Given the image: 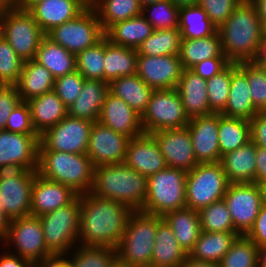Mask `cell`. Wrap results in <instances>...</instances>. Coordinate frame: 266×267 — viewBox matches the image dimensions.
<instances>
[{"instance_id":"f546056e","label":"cell","mask_w":266,"mask_h":267,"mask_svg":"<svg viewBox=\"0 0 266 267\" xmlns=\"http://www.w3.org/2000/svg\"><path fill=\"white\" fill-rule=\"evenodd\" d=\"M188 254L179 245L175 234L163 219L157 226L151 266L180 267Z\"/></svg>"},{"instance_id":"816d5d0a","label":"cell","mask_w":266,"mask_h":267,"mask_svg":"<svg viewBox=\"0 0 266 267\" xmlns=\"http://www.w3.org/2000/svg\"><path fill=\"white\" fill-rule=\"evenodd\" d=\"M85 78L76 70L70 74L60 76L55 79L53 91L63 101L67 108H69L83 88Z\"/></svg>"},{"instance_id":"6f0895ef","label":"cell","mask_w":266,"mask_h":267,"mask_svg":"<svg viewBox=\"0 0 266 267\" xmlns=\"http://www.w3.org/2000/svg\"><path fill=\"white\" fill-rule=\"evenodd\" d=\"M246 236L256 244L257 247L266 245V205L263 204L254 225Z\"/></svg>"},{"instance_id":"ba28073f","label":"cell","mask_w":266,"mask_h":267,"mask_svg":"<svg viewBox=\"0 0 266 267\" xmlns=\"http://www.w3.org/2000/svg\"><path fill=\"white\" fill-rule=\"evenodd\" d=\"M1 246L31 261L36 267H41L55 258L45 245L39 217L32 215L10 220L7 236Z\"/></svg>"},{"instance_id":"11e5206c","label":"cell","mask_w":266,"mask_h":267,"mask_svg":"<svg viewBox=\"0 0 266 267\" xmlns=\"http://www.w3.org/2000/svg\"><path fill=\"white\" fill-rule=\"evenodd\" d=\"M109 267H130L126 263L122 262L118 257L111 263Z\"/></svg>"},{"instance_id":"8992f818","label":"cell","mask_w":266,"mask_h":267,"mask_svg":"<svg viewBox=\"0 0 266 267\" xmlns=\"http://www.w3.org/2000/svg\"><path fill=\"white\" fill-rule=\"evenodd\" d=\"M187 172L166 167L147 178V194L142 212L163 217L186 207Z\"/></svg>"},{"instance_id":"7c38bea8","label":"cell","mask_w":266,"mask_h":267,"mask_svg":"<svg viewBox=\"0 0 266 267\" xmlns=\"http://www.w3.org/2000/svg\"><path fill=\"white\" fill-rule=\"evenodd\" d=\"M37 170L0 171V206L10 219L26 217L31 210V190Z\"/></svg>"},{"instance_id":"836d02e7","label":"cell","mask_w":266,"mask_h":267,"mask_svg":"<svg viewBox=\"0 0 266 267\" xmlns=\"http://www.w3.org/2000/svg\"><path fill=\"white\" fill-rule=\"evenodd\" d=\"M163 219L173 230L179 245L189 254L202 232L198 211L185 207L166 213Z\"/></svg>"},{"instance_id":"e0dca14e","label":"cell","mask_w":266,"mask_h":267,"mask_svg":"<svg viewBox=\"0 0 266 267\" xmlns=\"http://www.w3.org/2000/svg\"><path fill=\"white\" fill-rule=\"evenodd\" d=\"M183 70L179 55L137 56L136 74L153 90L176 89Z\"/></svg>"},{"instance_id":"d4e9b609","label":"cell","mask_w":266,"mask_h":267,"mask_svg":"<svg viewBox=\"0 0 266 267\" xmlns=\"http://www.w3.org/2000/svg\"><path fill=\"white\" fill-rule=\"evenodd\" d=\"M176 89L189 119L213 113L208 103L207 80L202 79L191 69L183 70Z\"/></svg>"},{"instance_id":"6125c7cd","label":"cell","mask_w":266,"mask_h":267,"mask_svg":"<svg viewBox=\"0 0 266 267\" xmlns=\"http://www.w3.org/2000/svg\"><path fill=\"white\" fill-rule=\"evenodd\" d=\"M253 62L259 67L266 69V39L265 38H262L259 44L257 55L254 58Z\"/></svg>"},{"instance_id":"9a60e30c","label":"cell","mask_w":266,"mask_h":267,"mask_svg":"<svg viewBox=\"0 0 266 267\" xmlns=\"http://www.w3.org/2000/svg\"><path fill=\"white\" fill-rule=\"evenodd\" d=\"M223 200L230 212L234 229L240 235H246L263 205L258 185L254 182L230 183Z\"/></svg>"},{"instance_id":"ac0fdd59","label":"cell","mask_w":266,"mask_h":267,"mask_svg":"<svg viewBox=\"0 0 266 267\" xmlns=\"http://www.w3.org/2000/svg\"><path fill=\"white\" fill-rule=\"evenodd\" d=\"M130 138L94 122L91 126L87 156L94 167L124 163Z\"/></svg>"},{"instance_id":"be15d7a7","label":"cell","mask_w":266,"mask_h":267,"mask_svg":"<svg viewBox=\"0 0 266 267\" xmlns=\"http://www.w3.org/2000/svg\"><path fill=\"white\" fill-rule=\"evenodd\" d=\"M10 219L3 212L0 206V244L5 240L8 229H9Z\"/></svg>"},{"instance_id":"003e7915","label":"cell","mask_w":266,"mask_h":267,"mask_svg":"<svg viewBox=\"0 0 266 267\" xmlns=\"http://www.w3.org/2000/svg\"><path fill=\"white\" fill-rule=\"evenodd\" d=\"M41 267H72L64 257H55Z\"/></svg>"},{"instance_id":"91938a15","label":"cell","mask_w":266,"mask_h":267,"mask_svg":"<svg viewBox=\"0 0 266 267\" xmlns=\"http://www.w3.org/2000/svg\"><path fill=\"white\" fill-rule=\"evenodd\" d=\"M0 267H36V266L31 261L9 252L5 247L2 246V249L0 251Z\"/></svg>"},{"instance_id":"bcb514c9","label":"cell","mask_w":266,"mask_h":267,"mask_svg":"<svg viewBox=\"0 0 266 267\" xmlns=\"http://www.w3.org/2000/svg\"><path fill=\"white\" fill-rule=\"evenodd\" d=\"M201 230L204 232L236 231L230 212L223 199L198 211Z\"/></svg>"},{"instance_id":"e7e4bbea","label":"cell","mask_w":266,"mask_h":267,"mask_svg":"<svg viewBox=\"0 0 266 267\" xmlns=\"http://www.w3.org/2000/svg\"><path fill=\"white\" fill-rule=\"evenodd\" d=\"M180 267H220V266L219 264L215 263L194 260L193 258L187 256V258L180 265Z\"/></svg>"},{"instance_id":"5bb4252c","label":"cell","mask_w":266,"mask_h":267,"mask_svg":"<svg viewBox=\"0 0 266 267\" xmlns=\"http://www.w3.org/2000/svg\"><path fill=\"white\" fill-rule=\"evenodd\" d=\"M93 123L67 115L40 135L39 150L86 154Z\"/></svg>"},{"instance_id":"b9fcfbb0","label":"cell","mask_w":266,"mask_h":267,"mask_svg":"<svg viewBox=\"0 0 266 267\" xmlns=\"http://www.w3.org/2000/svg\"><path fill=\"white\" fill-rule=\"evenodd\" d=\"M260 21H261L262 38L266 39V20H260Z\"/></svg>"},{"instance_id":"7a4b0ae2","label":"cell","mask_w":266,"mask_h":267,"mask_svg":"<svg viewBox=\"0 0 266 267\" xmlns=\"http://www.w3.org/2000/svg\"><path fill=\"white\" fill-rule=\"evenodd\" d=\"M223 54L231 63L253 61L262 40L261 21L249 0H242L218 28Z\"/></svg>"},{"instance_id":"9f6ffc18","label":"cell","mask_w":266,"mask_h":267,"mask_svg":"<svg viewBox=\"0 0 266 267\" xmlns=\"http://www.w3.org/2000/svg\"><path fill=\"white\" fill-rule=\"evenodd\" d=\"M230 63L227 58H210L197 63L191 70L202 79L208 80L223 71Z\"/></svg>"},{"instance_id":"484cf974","label":"cell","mask_w":266,"mask_h":267,"mask_svg":"<svg viewBox=\"0 0 266 267\" xmlns=\"http://www.w3.org/2000/svg\"><path fill=\"white\" fill-rule=\"evenodd\" d=\"M27 103L33 128L39 136L68 115V108L54 91L34 97Z\"/></svg>"},{"instance_id":"4316f807","label":"cell","mask_w":266,"mask_h":267,"mask_svg":"<svg viewBox=\"0 0 266 267\" xmlns=\"http://www.w3.org/2000/svg\"><path fill=\"white\" fill-rule=\"evenodd\" d=\"M220 164L229 183H255L256 144H247L223 155Z\"/></svg>"},{"instance_id":"2644e50d","label":"cell","mask_w":266,"mask_h":267,"mask_svg":"<svg viewBox=\"0 0 266 267\" xmlns=\"http://www.w3.org/2000/svg\"><path fill=\"white\" fill-rule=\"evenodd\" d=\"M5 39V9H0V41Z\"/></svg>"},{"instance_id":"d6a6232c","label":"cell","mask_w":266,"mask_h":267,"mask_svg":"<svg viewBox=\"0 0 266 267\" xmlns=\"http://www.w3.org/2000/svg\"><path fill=\"white\" fill-rule=\"evenodd\" d=\"M153 32L154 28L141 14L113 24L104 33L111 43L137 50Z\"/></svg>"},{"instance_id":"a7ac6f4b","label":"cell","mask_w":266,"mask_h":267,"mask_svg":"<svg viewBox=\"0 0 266 267\" xmlns=\"http://www.w3.org/2000/svg\"><path fill=\"white\" fill-rule=\"evenodd\" d=\"M44 0H19L17 8L28 11L34 4Z\"/></svg>"},{"instance_id":"5b68a950","label":"cell","mask_w":266,"mask_h":267,"mask_svg":"<svg viewBox=\"0 0 266 267\" xmlns=\"http://www.w3.org/2000/svg\"><path fill=\"white\" fill-rule=\"evenodd\" d=\"M162 220L161 216L133 211L116 248L117 257L130 267L150 266L157 226Z\"/></svg>"},{"instance_id":"34e18365","label":"cell","mask_w":266,"mask_h":267,"mask_svg":"<svg viewBox=\"0 0 266 267\" xmlns=\"http://www.w3.org/2000/svg\"><path fill=\"white\" fill-rule=\"evenodd\" d=\"M177 6H186V5H191V4H196L198 0H170Z\"/></svg>"},{"instance_id":"1f68e13d","label":"cell","mask_w":266,"mask_h":267,"mask_svg":"<svg viewBox=\"0 0 266 267\" xmlns=\"http://www.w3.org/2000/svg\"><path fill=\"white\" fill-rule=\"evenodd\" d=\"M240 234L237 231L200 233L188 256L194 260L219 264Z\"/></svg>"},{"instance_id":"753ad0ef","label":"cell","mask_w":266,"mask_h":267,"mask_svg":"<svg viewBox=\"0 0 266 267\" xmlns=\"http://www.w3.org/2000/svg\"><path fill=\"white\" fill-rule=\"evenodd\" d=\"M257 185L260 190L262 204L266 205V180L258 182Z\"/></svg>"},{"instance_id":"2a66077c","label":"cell","mask_w":266,"mask_h":267,"mask_svg":"<svg viewBox=\"0 0 266 267\" xmlns=\"http://www.w3.org/2000/svg\"><path fill=\"white\" fill-rule=\"evenodd\" d=\"M160 1H163V0H139L140 4L142 7H145L149 4H153V3H156V2H160Z\"/></svg>"},{"instance_id":"f907efd6","label":"cell","mask_w":266,"mask_h":267,"mask_svg":"<svg viewBox=\"0 0 266 267\" xmlns=\"http://www.w3.org/2000/svg\"><path fill=\"white\" fill-rule=\"evenodd\" d=\"M24 61L15 53L6 39L0 41V85H16Z\"/></svg>"},{"instance_id":"03108f58","label":"cell","mask_w":266,"mask_h":267,"mask_svg":"<svg viewBox=\"0 0 266 267\" xmlns=\"http://www.w3.org/2000/svg\"><path fill=\"white\" fill-rule=\"evenodd\" d=\"M256 8L260 20H266V0H249Z\"/></svg>"},{"instance_id":"e575fe53","label":"cell","mask_w":266,"mask_h":267,"mask_svg":"<svg viewBox=\"0 0 266 267\" xmlns=\"http://www.w3.org/2000/svg\"><path fill=\"white\" fill-rule=\"evenodd\" d=\"M109 92L124 100L138 115L145 112L153 89L137 75L122 76L109 83Z\"/></svg>"},{"instance_id":"94428289","label":"cell","mask_w":266,"mask_h":267,"mask_svg":"<svg viewBox=\"0 0 266 267\" xmlns=\"http://www.w3.org/2000/svg\"><path fill=\"white\" fill-rule=\"evenodd\" d=\"M266 180V148L256 145L255 183Z\"/></svg>"},{"instance_id":"b9f144b4","label":"cell","mask_w":266,"mask_h":267,"mask_svg":"<svg viewBox=\"0 0 266 267\" xmlns=\"http://www.w3.org/2000/svg\"><path fill=\"white\" fill-rule=\"evenodd\" d=\"M64 258L72 267H109L117 258V249L78 244Z\"/></svg>"},{"instance_id":"83f0119b","label":"cell","mask_w":266,"mask_h":267,"mask_svg":"<svg viewBox=\"0 0 266 267\" xmlns=\"http://www.w3.org/2000/svg\"><path fill=\"white\" fill-rule=\"evenodd\" d=\"M258 113L251 99L246 75L238 68V63H232L229 97L225 109L220 114L251 121Z\"/></svg>"},{"instance_id":"09005b40","label":"cell","mask_w":266,"mask_h":267,"mask_svg":"<svg viewBox=\"0 0 266 267\" xmlns=\"http://www.w3.org/2000/svg\"><path fill=\"white\" fill-rule=\"evenodd\" d=\"M89 5L94 1V0H85Z\"/></svg>"},{"instance_id":"f35d334b","label":"cell","mask_w":266,"mask_h":267,"mask_svg":"<svg viewBox=\"0 0 266 267\" xmlns=\"http://www.w3.org/2000/svg\"><path fill=\"white\" fill-rule=\"evenodd\" d=\"M178 29L185 39L209 37L218 31L198 3L180 6Z\"/></svg>"},{"instance_id":"9c48e42d","label":"cell","mask_w":266,"mask_h":267,"mask_svg":"<svg viewBox=\"0 0 266 267\" xmlns=\"http://www.w3.org/2000/svg\"><path fill=\"white\" fill-rule=\"evenodd\" d=\"M229 184L220 162L197 164L187 172L186 207L199 211L223 199Z\"/></svg>"},{"instance_id":"8fae6325","label":"cell","mask_w":266,"mask_h":267,"mask_svg":"<svg viewBox=\"0 0 266 267\" xmlns=\"http://www.w3.org/2000/svg\"><path fill=\"white\" fill-rule=\"evenodd\" d=\"M46 36L77 55L86 48L94 46L105 36V33L95 9L89 5L76 18L53 28Z\"/></svg>"},{"instance_id":"4fadbf2b","label":"cell","mask_w":266,"mask_h":267,"mask_svg":"<svg viewBox=\"0 0 266 267\" xmlns=\"http://www.w3.org/2000/svg\"><path fill=\"white\" fill-rule=\"evenodd\" d=\"M45 36L28 11L19 8L5 9V39L23 61L35 59Z\"/></svg>"},{"instance_id":"3957f363","label":"cell","mask_w":266,"mask_h":267,"mask_svg":"<svg viewBox=\"0 0 266 267\" xmlns=\"http://www.w3.org/2000/svg\"><path fill=\"white\" fill-rule=\"evenodd\" d=\"M147 177L125 163L94 167L91 193L127 205L132 211H142L147 194Z\"/></svg>"},{"instance_id":"f1b7e54d","label":"cell","mask_w":266,"mask_h":267,"mask_svg":"<svg viewBox=\"0 0 266 267\" xmlns=\"http://www.w3.org/2000/svg\"><path fill=\"white\" fill-rule=\"evenodd\" d=\"M108 92V82L85 79L80 95L68 108V115L73 118L98 122Z\"/></svg>"},{"instance_id":"4dcf8cb0","label":"cell","mask_w":266,"mask_h":267,"mask_svg":"<svg viewBox=\"0 0 266 267\" xmlns=\"http://www.w3.org/2000/svg\"><path fill=\"white\" fill-rule=\"evenodd\" d=\"M55 78L51 72L35 59L24 61L23 69L17 82L21 101L41 96L53 91Z\"/></svg>"},{"instance_id":"c3c4849f","label":"cell","mask_w":266,"mask_h":267,"mask_svg":"<svg viewBox=\"0 0 266 267\" xmlns=\"http://www.w3.org/2000/svg\"><path fill=\"white\" fill-rule=\"evenodd\" d=\"M238 68L246 75L250 95L255 109L259 113L266 112V69L253 61L239 62Z\"/></svg>"},{"instance_id":"f6af8a7d","label":"cell","mask_w":266,"mask_h":267,"mask_svg":"<svg viewBox=\"0 0 266 267\" xmlns=\"http://www.w3.org/2000/svg\"><path fill=\"white\" fill-rule=\"evenodd\" d=\"M220 267H258V247L246 235H239L219 263Z\"/></svg>"},{"instance_id":"681fc988","label":"cell","mask_w":266,"mask_h":267,"mask_svg":"<svg viewBox=\"0 0 266 267\" xmlns=\"http://www.w3.org/2000/svg\"><path fill=\"white\" fill-rule=\"evenodd\" d=\"M232 78V63L223 71L207 80V95L210 110L221 113L227 104Z\"/></svg>"},{"instance_id":"11a10c76","label":"cell","mask_w":266,"mask_h":267,"mask_svg":"<svg viewBox=\"0 0 266 267\" xmlns=\"http://www.w3.org/2000/svg\"><path fill=\"white\" fill-rule=\"evenodd\" d=\"M20 102L16 85H0V131L6 129L9 115Z\"/></svg>"},{"instance_id":"cb8c5ba5","label":"cell","mask_w":266,"mask_h":267,"mask_svg":"<svg viewBox=\"0 0 266 267\" xmlns=\"http://www.w3.org/2000/svg\"><path fill=\"white\" fill-rule=\"evenodd\" d=\"M88 6L85 0H44L34 4L28 12L47 34L53 28L76 18Z\"/></svg>"},{"instance_id":"d6986e66","label":"cell","mask_w":266,"mask_h":267,"mask_svg":"<svg viewBox=\"0 0 266 267\" xmlns=\"http://www.w3.org/2000/svg\"><path fill=\"white\" fill-rule=\"evenodd\" d=\"M152 135L158 142L167 167L189 172L199 164L187 127L156 131Z\"/></svg>"},{"instance_id":"7bdbcfd3","label":"cell","mask_w":266,"mask_h":267,"mask_svg":"<svg viewBox=\"0 0 266 267\" xmlns=\"http://www.w3.org/2000/svg\"><path fill=\"white\" fill-rule=\"evenodd\" d=\"M180 45L181 34L178 28L154 30L137 48V53L151 57L179 55Z\"/></svg>"},{"instance_id":"8d00e7d4","label":"cell","mask_w":266,"mask_h":267,"mask_svg":"<svg viewBox=\"0 0 266 267\" xmlns=\"http://www.w3.org/2000/svg\"><path fill=\"white\" fill-rule=\"evenodd\" d=\"M137 56L136 49L115 45L105 37L104 81L136 74Z\"/></svg>"},{"instance_id":"db71d44e","label":"cell","mask_w":266,"mask_h":267,"mask_svg":"<svg viewBox=\"0 0 266 267\" xmlns=\"http://www.w3.org/2000/svg\"><path fill=\"white\" fill-rule=\"evenodd\" d=\"M5 130L26 135H38L33 128L30 109L26 101H21L11 112Z\"/></svg>"},{"instance_id":"89a4df30","label":"cell","mask_w":266,"mask_h":267,"mask_svg":"<svg viewBox=\"0 0 266 267\" xmlns=\"http://www.w3.org/2000/svg\"><path fill=\"white\" fill-rule=\"evenodd\" d=\"M258 267H266V245L258 247Z\"/></svg>"},{"instance_id":"52a82bcc","label":"cell","mask_w":266,"mask_h":267,"mask_svg":"<svg viewBox=\"0 0 266 267\" xmlns=\"http://www.w3.org/2000/svg\"><path fill=\"white\" fill-rule=\"evenodd\" d=\"M45 245L55 257H64L79 244L80 195L69 205L39 217Z\"/></svg>"},{"instance_id":"ee69618b","label":"cell","mask_w":266,"mask_h":267,"mask_svg":"<svg viewBox=\"0 0 266 267\" xmlns=\"http://www.w3.org/2000/svg\"><path fill=\"white\" fill-rule=\"evenodd\" d=\"M105 36L76 55V70L87 80L104 81Z\"/></svg>"},{"instance_id":"8c879c8a","label":"cell","mask_w":266,"mask_h":267,"mask_svg":"<svg viewBox=\"0 0 266 267\" xmlns=\"http://www.w3.org/2000/svg\"><path fill=\"white\" fill-rule=\"evenodd\" d=\"M19 0H0V9L17 8Z\"/></svg>"},{"instance_id":"60d3db41","label":"cell","mask_w":266,"mask_h":267,"mask_svg":"<svg viewBox=\"0 0 266 267\" xmlns=\"http://www.w3.org/2000/svg\"><path fill=\"white\" fill-rule=\"evenodd\" d=\"M218 141L221 157L251 141L250 121L219 113Z\"/></svg>"},{"instance_id":"30bf717a","label":"cell","mask_w":266,"mask_h":267,"mask_svg":"<svg viewBox=\"0 0 266 267\" xmlns=\"http://www.w3.org/2000/svg\"><path fill=\"white\" fill-rule=\"evenodd\" d=\"M189 121L177 89L153 90L147 108L141 116L143 131L148 134L184 128Z\"/></svg>"},{"instance_id":"f5cc1de1","label":"cell","mask_w":266,"mask_h":267,"mask_svg":"<svg viewBox=\"0 0 266 267\" xmlns=\"http://www.w3.org/2000/svg\"><path fill=\"white\" fill-rule=\"evenodd\" d=\"M242 0H198V4L217 27L222 26Z\"/></svg>"},{"instance_id":"ab89813d","label":"cell","mask_w":266,"mask_h":267,"mask_svg":"<svg viewBox=\"0 0 266 267\" xmlns=\"http://www.w3.org/2000/svg\"><path fill=\"white\" fill-rule=\"evenodd\" d=\"M96 11L102 30L142 14L139 0H94L90 4Z\"/></svg>"},{"instance_id":"74e56055","label":"cell","mask_w":266,"mask_h":267,"mask_svg":"<svg viewBox=\"0 0 266 267\" xmlns=\"http://www.w3.org/2000/svg\"><path fill=\"white\" fill-rule=\"evenodd\" d=\"M35 60L48 69L55 79L76 71V55L47 36L42 39Z\"/></svg>"},{"instance_id":"680465c9","label":"cell","mask_w":266,"mask_h":267,"mask_svg":"<svg viewBox=\"0 0 266 267\" xmlns=\"http://www.w3.org/2000/svg\"><path fill=\"white\" fill-rule=\"evenodd\" d=\"M251 140L260 147L266 148V112L258 113L251 121Z\"/></svg>"},{"instance_id":"d590c367","label":"cell","mask_w":266,"mask_h":267,"mask_svg":"<svg viewBox=\"0 0 266 267\" xmlns=\"http://www.w3.org/2000/svg\"><path fill=\"white\" fill-rule=\"evenodd\" d=\"M179 57L184 69H191L197 63L210 58H227L223 54L218 31L199 39L181 38Z\"/></svg>"},{"instance_id":"277c9868","label":"cell","mask_w":266,"mask_h":267,"mask_svg":"<svg viewBox=\"0 0 266 267\" xmlns=\"http://www.w3.org/2000/svg\"><path fill=\"white\" fill-rule=\"evenodd\" d=\"M37 173L72 188L77 194L91 192L94 165L87 154L39 150Z\"/></svg>"},{"instance_id":"7dc6e473","label":"cell","mask_w":266,"mask_h":267,"mask_svg":"<svg viewBox=\"0 0 266 267\" xmlns=\"http://www.w3.org/2000/svg\"><path fill=\"white\" fill-rule=\"evenodd\" d=\"M179 9L170 0H163L142 7V16L154 30L175 29L179 24Z\"/></svg>"},{"instance_id":"2e32d148","label":"cell","mask_w":266,"mask_h":267,"mask_svg":"<svg viewBox=\"0 0 266 267\" xmlns=\"http://www.w3.org/2000/svg\"><path fill=\"white\" fill-rule=\"evenodd\" d=\"M39 135L0 131V171L37 170Z\"/></svg>"},{"instance_id":"603a6c76","label":"cell","mask_w":266,"mask_h":267,"mask_svg":"<svg viewBox=\"0 0 266 267\" xmlns=\"http://www.w3.org/2000/svg\"><path fill=\"white\" fill-rule=\"evenodd\" d=\"M98 122L130 139L144 133L141 116L110 92L105 97Z\"/></svg>"},{"instance_id":"7402d4cb","label":"cell","mask_w":266,"mask_h":267,"mask_svg":"<svg viewBox=\"0 0 266 267\" xmlns=\"http://www.w3.org/2000/svg\"><path fill=\"white\" fill-rule=\"evenodd\" d=\"M78 196L69 186L46 179L37 173L31 190L30 215L40 217L69 205Z\"/></svg>"},{"instance_id":"6da1fadb","label":"cell","mask_w":266,"mask_h":267,"mask_svg":"<svg viewBox=\"0 0 266 267\" xmlns=\"http://www.w3.org/2000/svg\"><path fill=\"white\" fill-rule=\"evenodd\" d=\"M132 212L115 200L80 194L79 244L116 249Z\"/></svg>"},{"instance_id":"44dd1931","label":"cell","mask_w":266,"mask_h":267,"mask_svg":"<svg viewBox=\"0 0 266 267\" xmlns=\"http://www.w3.org/2000/svg\"><path fill=\"white\" fill-rule=\"evenodd\" d=\"M124 163L147 178L167 167L158 142L148 133L130 139Z\"/></svg>"},{"instance_id":"ffe728a7","label":"cell","mask_w":266,"mask_h":267,"mask_svg":"<svg viewBox=\"0 0 266 267\" xmlns=\"http://www.w3.org/2000/svg\"><path fill=\"white\" fill-rule=\"evenodd\" d=\"M193 150L198 163L220 162L219 113L193 117L188 125Z\"/></svg>"}]
</instances>
